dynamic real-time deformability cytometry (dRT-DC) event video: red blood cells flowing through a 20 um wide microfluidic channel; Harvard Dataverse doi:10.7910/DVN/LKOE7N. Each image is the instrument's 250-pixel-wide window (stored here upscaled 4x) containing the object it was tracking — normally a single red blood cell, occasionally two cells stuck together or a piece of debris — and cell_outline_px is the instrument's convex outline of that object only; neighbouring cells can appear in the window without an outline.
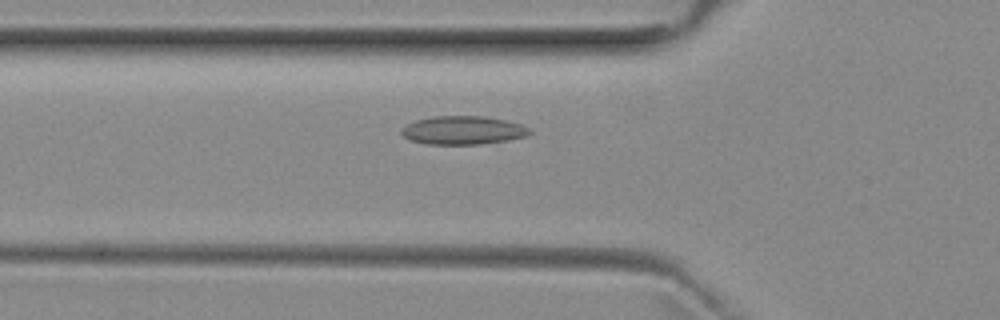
{"species": "common noctule bat (a hibernating species)", "species_latin": "Nyctalus noctula", "temperature_condition": "room temperature", "stored_images_in_passage": 23, "camera_frame_rate_fps": 3000, "um_per_image_px": 0.085, "animal": {"sex": "female", "body_mass_g": 29.2, "forearm_length_mm": 56.3}, "frame": {"image": 1, "passage_image": 5, "time_ms": 1.333, "image_size_px": [1000, 320], "cell_outline_px": [[532, 132], [528, 136], [508, 140], [480, 144], [424, 144], [408, 140], [400, 132], [400, 128], [416, 120], [432, 116], [484, 116], [504, 120], [520, 124], [528, 128]], "centroid_in_image_um": [39.32, 11.08], "position_along_channel_um": 86.5, "area_um2": 21.33}}
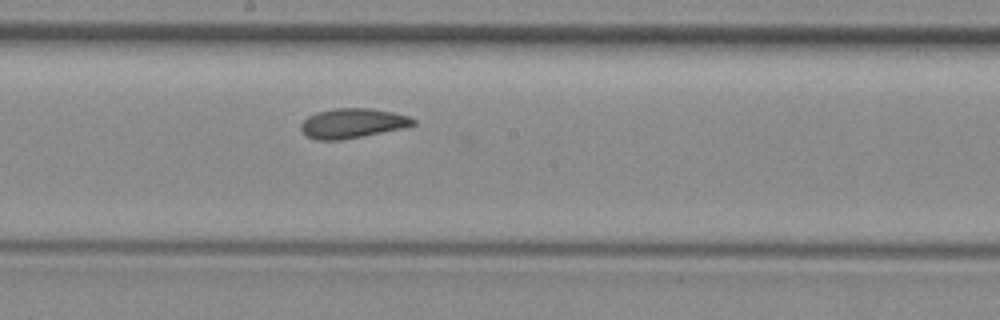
{"frame": {"image": 2, "passage_image": 15, "time_ms": 4.667, "image_size_px": [1000, 320], "cell_outline_px": [[416, 124], [400, 128], [340, 140], [316, 140], [304, 136], [300, 128], [300, 124], [308, 116], [316, 112], [336, 108], [372, 108], [392, 112], [408, 116], [416, 120]], "centroid_in_image_um": [29.89, 10.47], "position_along_channel_um": 218.3, "area_um2": 19.31}}
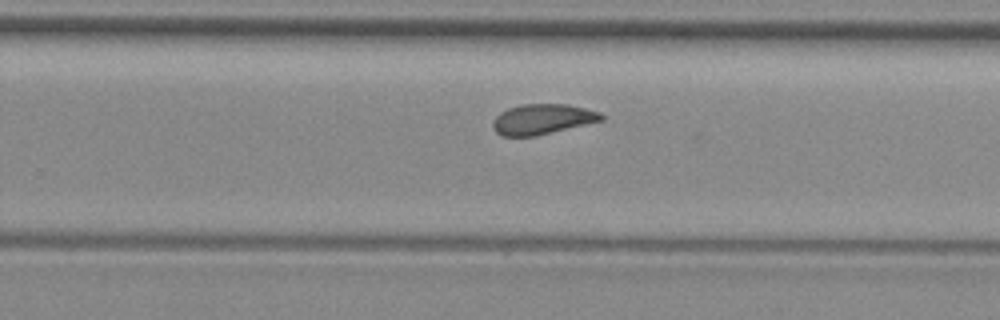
{"frame": {"image": 3, "passage_image": 20, "time_ms": 6.333, "image_size_px": [1000, 320], "cell_outline_px": [[604, 120], [532, 136], [500, 136], [492, 128], [492, 124], [496, 116], [500, 112], [508, 108], [520, 104], [568, 104], [600, 112], [604, 116]], "centroid_in_image_um": [46.07, 10.12], "position_along_channel_um": 283.7, "area_um2": 19.02}}